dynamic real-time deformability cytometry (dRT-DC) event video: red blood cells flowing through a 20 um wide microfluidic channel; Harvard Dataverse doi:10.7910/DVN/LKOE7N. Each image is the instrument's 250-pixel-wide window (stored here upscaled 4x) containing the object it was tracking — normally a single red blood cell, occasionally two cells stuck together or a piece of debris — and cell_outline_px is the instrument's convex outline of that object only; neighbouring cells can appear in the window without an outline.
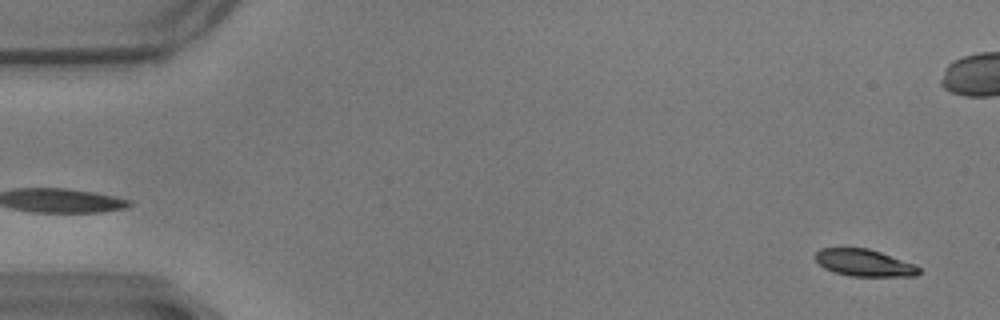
{"species": "common noctule bat (a hibernating species)", "species_latin": "Nyctalus noctula", "temperature_condition": "warm", "stored_images_in_passage": 59, "camera_frame_rate_fps": 3000, "um_per_image_px": 0.085, "animal": {"sex": "male", "body_mass_g": 17.9}, "frame": {"image": 1, "passage_image": 2, "time_ms": 0.333, "image_size_px": [1000, 320], "cell_outline_px": [[920, 272], [916, 276], [848, 276], [824, 268], [816, 260], [816, 252], [820, 248], [868, 248], [916, 264], [920, 268]], "centroid_in_image_um": [73.49, 22.34], "position_along_channel_um": 11.5, "area_um2": 16.24}}
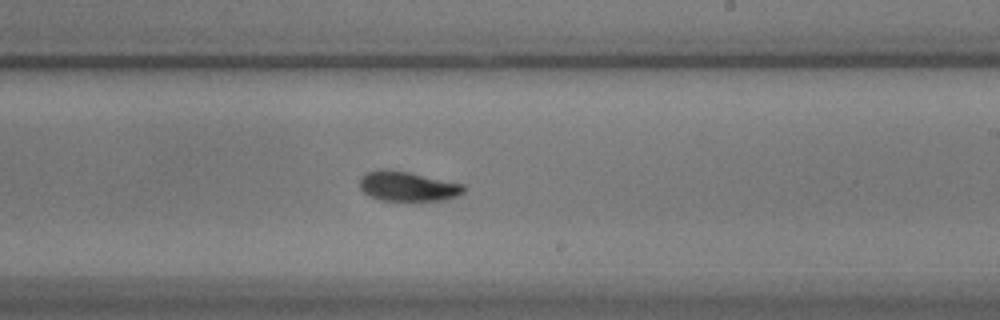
{"frame": {"image": 2, "passage_image": 34, "time_ms": 11.0, "image_size_px": [1000, 320], "cell_outline_px": [[464, 192], [460, 196], [444, 200], [380, 200], [368, 196], [360, 188], [360, 176], [368, 172], [380, 168], [388, 168], [408, 172], [464, 184]], "centroid_in_image_um": [34.64, 15.83], "position_along_channel_um": 254.4, "area_um2": 18.15}}
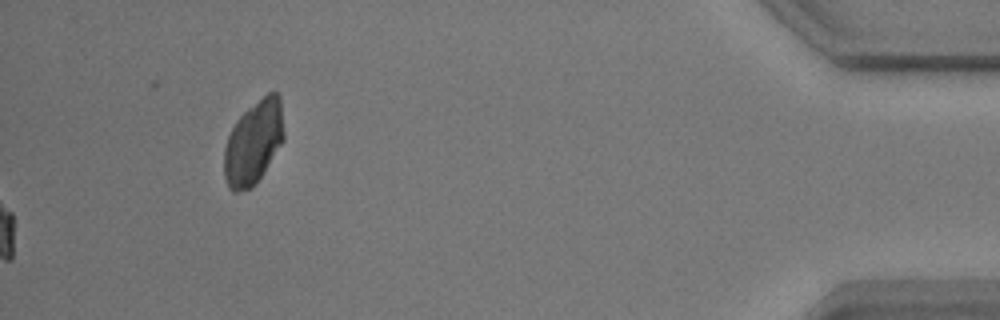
{"frame": {"image": 3, "passage_image": 59, "time_ms": 19.333, "image_size_px": [1000, 320], "cell_outline_px": [[284, 140], [256, 184], [252, 188], [240, 192], [232, 192], [228, 188], [224, 176], [224, 148], [228, 136], [236, 120], [248, 108], [268, 92], [276, 92], [280, 96], [284, 132]], "centroid_in_image_um": [21.54, 12.14], "position_along_channel_um": 413.7, "area_um2": 29.3}, "authors_computed_cell_mechanics": {"area_um2": 17.8602, "velocity_mm_per_s": 3.4509, "shape_relaxation_time_tau1_ms": 3.0088, "shape_relaxation_time_tau2_ms": 2.6679, "deformation_change_tau1": 0.1308, "deformation_change_tau2": 0.0746}}